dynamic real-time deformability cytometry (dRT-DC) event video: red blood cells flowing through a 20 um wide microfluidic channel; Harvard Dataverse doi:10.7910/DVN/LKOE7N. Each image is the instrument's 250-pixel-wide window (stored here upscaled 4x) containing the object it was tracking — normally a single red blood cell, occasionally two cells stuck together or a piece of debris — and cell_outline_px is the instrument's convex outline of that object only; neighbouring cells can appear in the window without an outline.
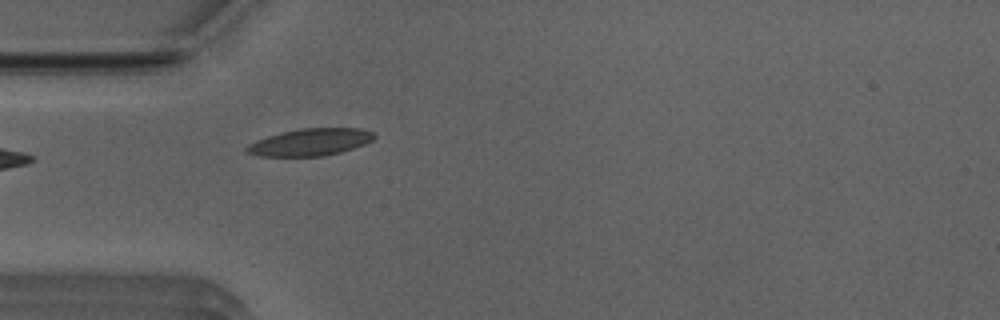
{"species": "Egyptian fruit bat (a non-hibernating species)", "species_latin": "Rousettus aegyptiacus", "temperature_condition": "room temperature", "stored_images_in_passage": 8, "camera_frame_rate_fps": 3000, "um_per_image_px": 0.085, "animal": {"sex": "male"}, "frame": {"image": 1, "passage_image": 1, "time_ms": 0.0, "image_size_px": [1000, 320], "cell_outline_px": [[376, 136], [372, 140], [364, 144], [340, 152], [324, 156], [260, 156], [244, 152], [244, 148], [248, 144], [256, 140], [268, 136], [300, 128], [360, 128], [372, 132]], "centroid_in_image_um": [26.34, 12.08], "position_along_channel_um": 58.7, "area_um2": 20.06}}